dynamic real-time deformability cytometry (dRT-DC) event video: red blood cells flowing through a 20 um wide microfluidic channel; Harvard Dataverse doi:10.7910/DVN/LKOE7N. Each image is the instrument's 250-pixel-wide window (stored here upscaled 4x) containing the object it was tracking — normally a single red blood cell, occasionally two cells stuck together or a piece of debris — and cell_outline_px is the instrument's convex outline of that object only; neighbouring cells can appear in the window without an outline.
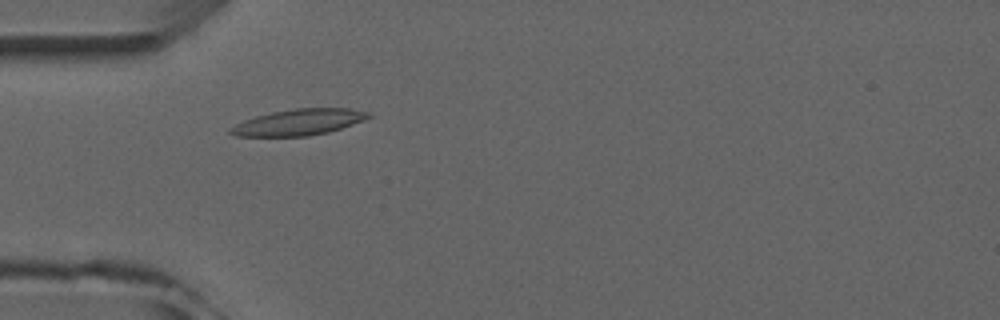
{"species": "common noctule bat (a hibernating species)", "species_latin": "Nyctalus noctula", "temperature_condition": "room temperature", "stored_images_in_passage": 9, "camera_frame_rate_fps": 3000, "um_per_image_px": 0.085, "animal": {"sex": "male", "forearm_length_mm": 52.5}, "frame": {"image": 1, "passage_image": 4, "time_ms": 3.333, "image_size_px": [1000, 320], "cell_outline_px": [[372, 116], [364, 120], [328, 132], [308, 136], [236, 136], [228, 132], [228, 128], [244, 120], [256, 116], [272, 112], [296, 108], [348, 108], [372, 112]], "centroid_in_image_um": [25.4, 10.38], "position_along_channel_um": 59.6, "area_um2": 20.98}}
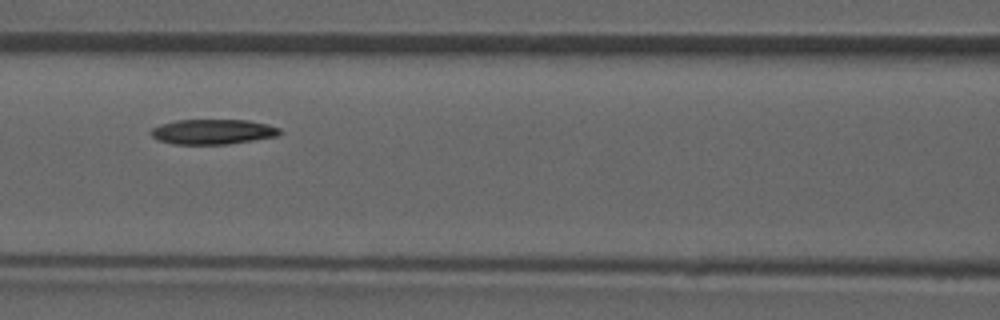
{"frame": {"image": 2, "passage_image": 6, "time_ms": 5.667, "image_size_px": [1000, 320], "cell_outline_px": [[284, 132], [276, 136], [228, 144], [172, 144], [160, 140], [152, 136], [148, 132], [152, 128], [160, 124], [176, 120], [248, 120], [268, 124], [280, 128]], "centroid_in_image_um": [18.09, 11.19], "position_along_channel_um": 148.5, "area_um2": 18.84}}